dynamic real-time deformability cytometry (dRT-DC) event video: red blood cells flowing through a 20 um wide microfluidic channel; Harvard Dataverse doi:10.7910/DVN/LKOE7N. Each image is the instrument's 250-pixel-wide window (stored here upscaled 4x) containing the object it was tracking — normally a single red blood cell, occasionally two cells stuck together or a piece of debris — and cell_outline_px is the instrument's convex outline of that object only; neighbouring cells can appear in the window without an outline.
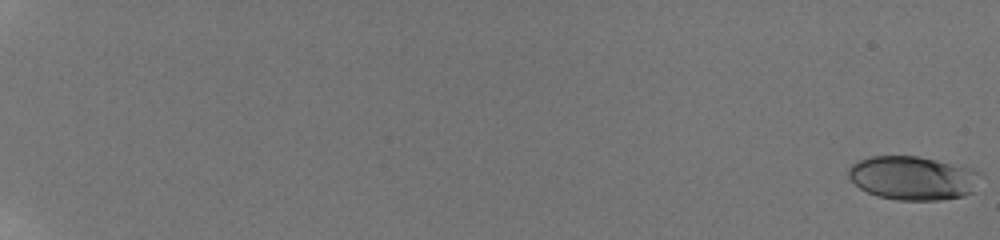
{"species": "human", "species_latin": "Homo sapiens", "temperature_condition": "room temperature", "stored_images_in_passage": 22, "camera_frame_rate_fps": 3000, "um_per_image_px": 0.085, "donor": {"sex": "male"}, "frame": {"image": 1, "passage_image": 1, "time_ms": 0.0, "image_size_px": [1000, 240], "cell_outline_px": [[976, 172], [972, 192], [964, 196], [940, 200], [896, 200], [876, 196], [860, 188], [848, 176], [848, 168], [856, 160], [868, 156], [916, 156], [936, 160], [972, 168]], "centroid_in_image_um": [77.49, 15.13], "position_along_channel_um": 7.5, "area_um2": 33.29}}
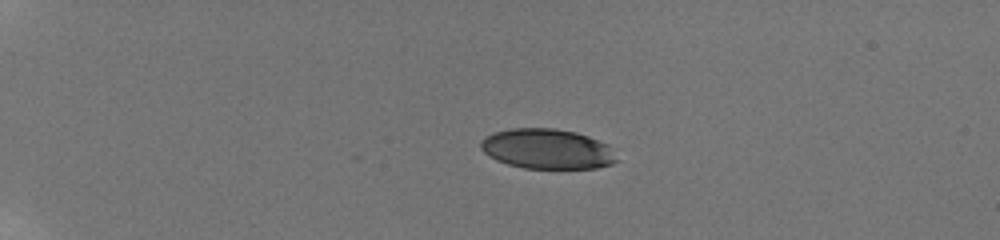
{"frame": {"image": 2, "passage_image": 10, "time_ms": 5.333, "image_size_px": [1000, 240], "cell_outline_px": [[620, 160], [612, 164], [596, 168], [524, 168], [508, 164], [496, 160], [488, 156], [480, 148], [480, 140], [484, 136], [492, 132], [512, 128], [556, 128], [576, 132], [588, 136], [608, 144]], "centroid_in_image_um": [46.5, 12.65], "position_along_channel_um": 38.5, "area_um2": 32.08}}
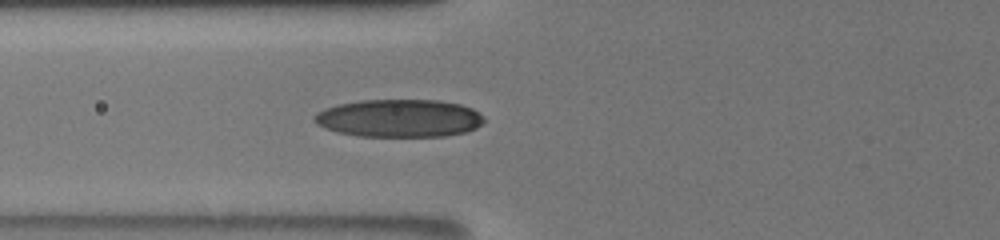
{"frame": {"image": 3, "passage_image": 16, "time_ms": 9.0, "image_size_px": [1000, 240], "cell_outline_px": [[484, 120], [476, 128], [464, 132], [444, 136], [356, 136], [336, 132], [324, 128], [316, 124], [312, 120], [312, 116], [316, 112], [324, 108], [336, 104], [360, 100], [440, 100], [460, 104], [472, 108], [480, 112], [484, 116]], "centroid_in_image_um": [33.88, 10.04], "position_along_channel_um": 91.9, "area_um2": 37.8}}